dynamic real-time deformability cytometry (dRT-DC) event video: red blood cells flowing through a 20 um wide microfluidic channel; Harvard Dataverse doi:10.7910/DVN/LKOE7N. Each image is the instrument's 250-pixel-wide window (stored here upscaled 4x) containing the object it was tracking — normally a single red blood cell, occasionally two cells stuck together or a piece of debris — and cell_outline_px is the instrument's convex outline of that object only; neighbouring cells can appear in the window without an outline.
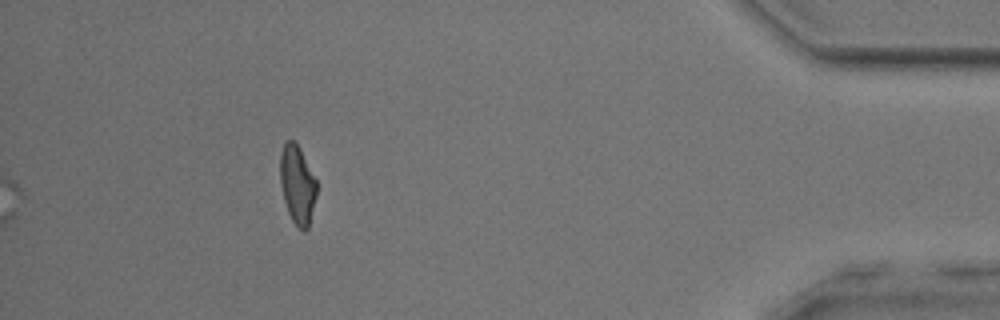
{"species": "common noctule bat (a hibernating species)", "species_latin": "Nyctalus noctula", "temperature_condition": "room temperature", "stored_images_in_passage": 37, "segment_of_instrument_passage": [2, 2], "camera_frame_rate_fps": 3000, "um_per_image_px": 0.085, "animal": {"sex": "male", "body_mass_g": 17.9, "forearm_length_mm": 54.2}, "frame": {"image": 1, "passage_image": 37, "time_ms": 12.0, "image_size_px": [1000, 320], "cell_outline_px": [[316, 196], [308, 228], [304, 232], [296, 228], [288, 212], [284, 200], [280, 184], [280, 152], [284, 140], [292, 140], [300, 148], [316, 180]], "centroid_in_image_um": [25.25, 15.7], "position_along_channel_um": 409.9, "area_um2": 16.82}}